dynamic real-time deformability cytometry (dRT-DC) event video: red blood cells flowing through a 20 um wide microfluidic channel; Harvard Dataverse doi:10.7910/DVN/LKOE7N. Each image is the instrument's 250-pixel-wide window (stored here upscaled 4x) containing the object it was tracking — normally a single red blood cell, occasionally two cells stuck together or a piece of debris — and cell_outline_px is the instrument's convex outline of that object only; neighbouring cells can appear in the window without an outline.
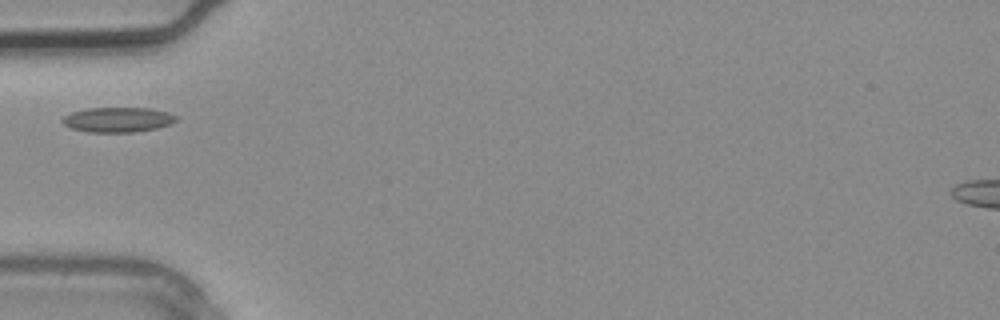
{"species": "common noctule bat (a hibernating species)", "species_latin": "Nyctalus noctula", "temperature_condition": "warm", "stored_images_in_passage": 1, "camera_frame_rate_fps": 3000, "um_per_image_px": 0.085, "animal": {"sex": "male", "body_mass_g": 20.4}, "frame": {"image": 1, "passage_image": 1, "time_ms": 0.0, "image_size_px": [1000, 320], "cell_outline_px": [[180, 116], [176, 120], [168, 124], [156, 128], [136, 132], [88, 132], [72, 128], [64, 124], [60, 120], [64, 116], [72, 112], [88, 108], [148, 108], [168, 112]], "centroid_in_image_um": [10.02, 10.17], "position_along_channel_um": 75.0, "area_um2": 16.47}}